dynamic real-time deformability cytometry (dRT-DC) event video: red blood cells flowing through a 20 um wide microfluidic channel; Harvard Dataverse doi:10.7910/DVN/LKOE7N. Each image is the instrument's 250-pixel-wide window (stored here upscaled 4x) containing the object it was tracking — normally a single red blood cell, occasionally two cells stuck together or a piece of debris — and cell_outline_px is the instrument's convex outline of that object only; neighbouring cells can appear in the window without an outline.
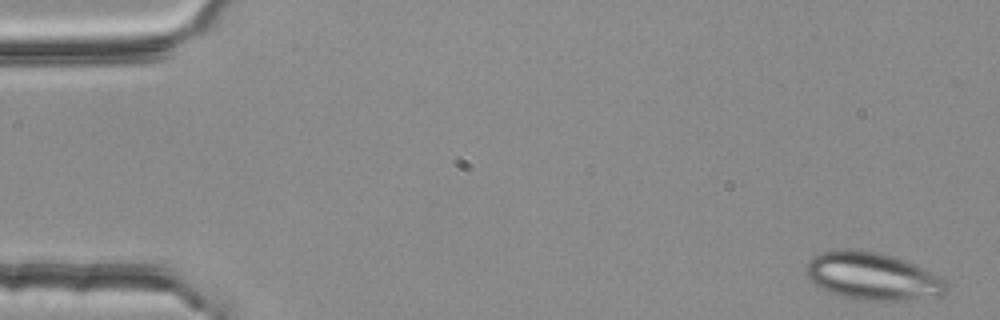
{"species": "common noctule bat (a hibernating species)", "species_latin": "Nyctalus noctula", "temperature_condition": "room temperature", "stored_images_in_passage": 6, "camera_frame_rate_fps": 3000, "um_per_image_px": 0.085, "animal": {"sex": "female", "body_mass_g": 25.1}, "frame": {"image": 1, "passage_image": 1, "time_ms": 0.0, "image_size_px": [1000, 320], "cell_outline_px": [[948, 284], [944, 292], [940, 296], [904, 300], [856, 300], [828, 292], [816, 284], [808, 276], [808, 260], [812, 256], [824, 252], [848, 248], [852, 248], [880, 252], [904, 260], [940, 276], [948, 280]], "centroid_in_image_um": [74.19, 23.48], "position_along_channel_um": 10.8, "area_um2": 38.67}}